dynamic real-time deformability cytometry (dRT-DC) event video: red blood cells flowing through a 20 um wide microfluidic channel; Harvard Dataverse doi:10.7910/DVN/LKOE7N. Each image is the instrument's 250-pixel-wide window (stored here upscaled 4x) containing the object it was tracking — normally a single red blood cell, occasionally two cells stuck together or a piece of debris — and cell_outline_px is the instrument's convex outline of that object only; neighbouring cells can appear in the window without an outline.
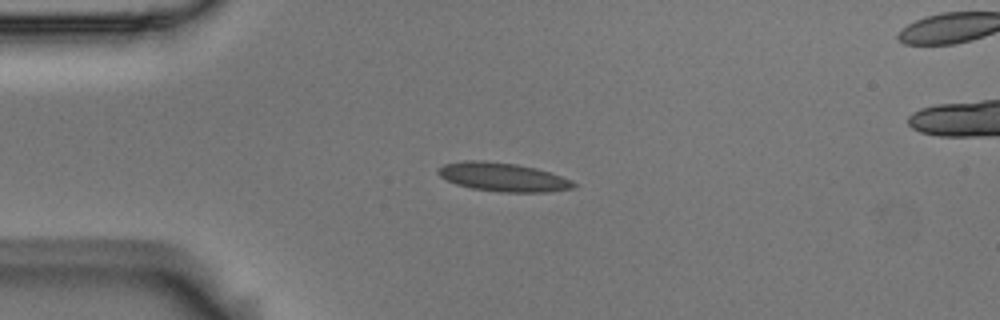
{"species": "Egyptian fruit bat (a non-hibernating species)", "species_latin": "Rousettus aegyptiacus", "temperature_condition": "room temperature", "stored_images_in_passage": 5, "camera_frame_rate_fps": 3000, "um_per_image_px": 0.085, "animal": {"sex": "male"}, "frame": {"image": 1, "passage_image": 3, "time_ms": 0.667, "image_size_px": [1000, 320], "cell_outline_px": [[576, 188], [548, 192], [500, 192], [472, 188], [456, 184], [440, 176], [436, 172], [436, 168], [444, 164], [464, 160], [480, 160], [516, 164], [536, 168], [572, 180], [576, 184]], "centroid_in_image_um": [42.73, 15.05], "position_along_channel_um": 42.3, "area_um2": 22.66}}